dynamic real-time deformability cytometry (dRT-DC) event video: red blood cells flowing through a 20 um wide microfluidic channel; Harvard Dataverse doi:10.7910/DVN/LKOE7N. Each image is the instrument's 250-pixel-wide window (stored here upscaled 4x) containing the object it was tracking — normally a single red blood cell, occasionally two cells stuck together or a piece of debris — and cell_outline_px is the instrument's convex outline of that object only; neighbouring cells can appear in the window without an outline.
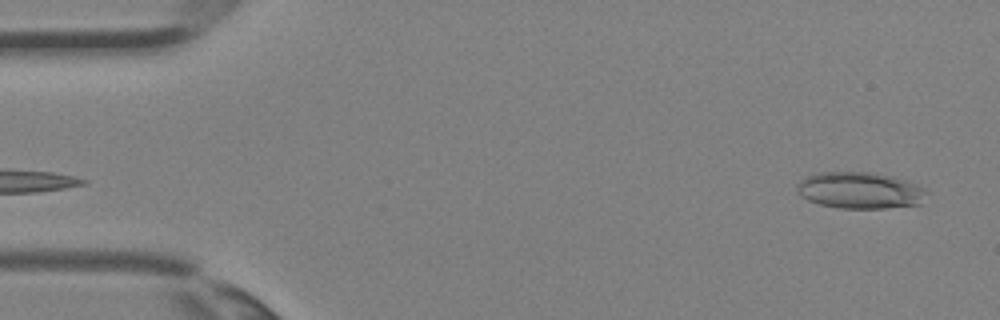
{"species": "Egyptian fruit bat (a non-hibernating species)", "species_latin": "Rousettus aegyptiacus", "temperature_condition": "room temperature", "stored_images_in_passage": 3, "camera_frame_rate_fps": 3000, "um_per_image_px": 0.085, "animal": {"sex": "female"}, "frame": {"image": 1, "passage_image": 3, "time_ms": 0.667, "image_size_px": [1000, 320], "cell_outline_px": [[924, 192], [920, 204], [884, 208], [840, 208], [820, 204], [808, 200], [800, 196], [796, 188], [796, 184], [800, 180], [816, 172], [872, 172], [892, 176], [916, 184], [924, 188]], "centroid_in_image_um": [73.02, 16.17], "position_along_channel_um": 12.0, "area_um2": 27.4}}